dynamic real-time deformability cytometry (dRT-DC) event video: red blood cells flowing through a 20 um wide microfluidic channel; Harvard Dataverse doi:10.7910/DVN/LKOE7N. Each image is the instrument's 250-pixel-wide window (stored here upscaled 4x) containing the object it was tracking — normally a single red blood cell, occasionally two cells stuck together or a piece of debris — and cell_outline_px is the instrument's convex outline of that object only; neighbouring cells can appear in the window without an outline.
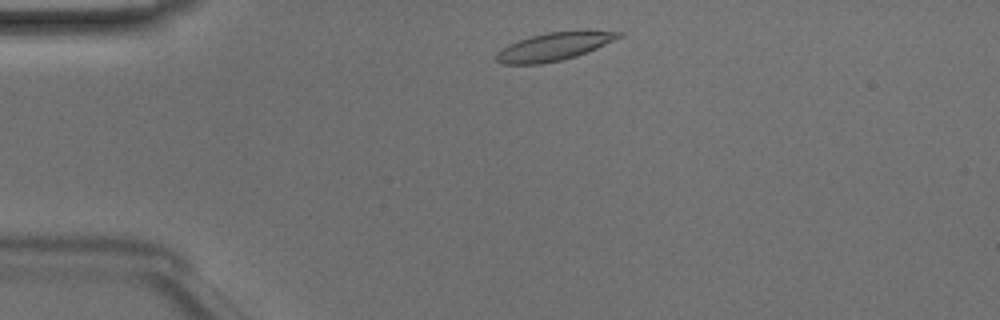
{"species": "Egyptian fruit bat (a non-hibernating species)", "species_latin": "Rousettus aegyptiacus", "temperature_condition": "room temperature", "stored_images_in_passage": 40, "camera_frame_rate_fps": 3000, "um_per_image_px": 0.085, "animal": {"sex": "male"}, "frame": {"image": 1, "passage_image": 2, "time_ms": 0.333, "image_size_px": [1000, 320], "cell_outline_px": [[624, 36], [588, 52], [576, 56], [560, 60], [540, 64], [500, 64], [496, 60], [496, 52], [508, 44], [528, 36], [548, 32], [588, 28], [624, 32]], "centroid_in_image_um": [47.18, 3.91], "position_along_channel_um": 37.8, "area_um2": 20.75}}
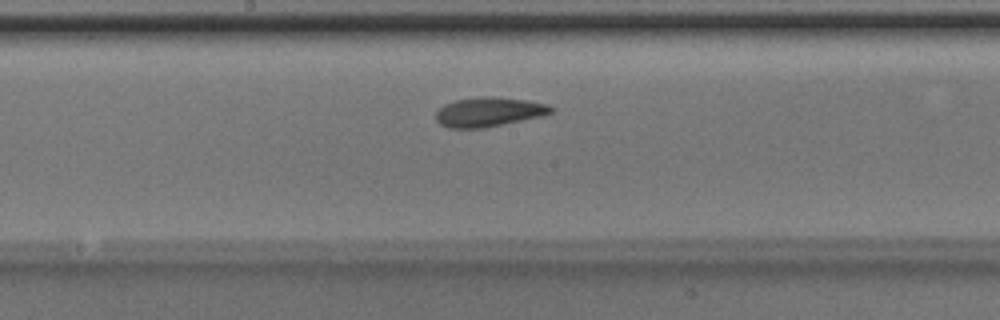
{"frame": {"image": 2, "passage_image": 17, "time_ms": 5.333, "image_size_px": [1000, 320], "cell_outline_px": [[552, 112], [544, 116], [484, 128], [448, 128], [440, 124], [436, 120], [436, 112], [444, 104], [456, 100], [480, 96], [496, 96], [524, 100], [548, 104], [552, 108]], "centroid_in_image_um": [41.54, 9.51], "position_along_channel_um": 206.7, "area_um2": 19.83}}
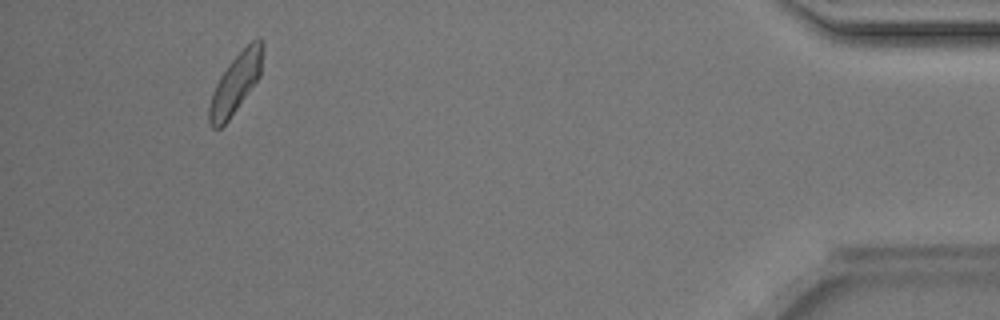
{"frame": {"image": 3, "passage_image": 37, "time_ms": 12.0, "image_size_px": [1000, 320], "cell_outline_px": [[264, 48], [260, 76], [228, 120], [220, 128], [212, 128], [208, 120], [208, 108], [212, 92], [220, 76], [228, 64], [252, 40], [260, 36]], "centroid_in_image_um": [20.02, 7.07], "position_along_channel_um": 415.2, "area_um2": 18.38}, "authors_computed_cell_mechanics": {"area_um2": 19.1896, "velocity_mm_per_s": 4.1043, "shape_relaxation_time_tau1_ms": 1.9101, "shape_relaxation_time_tau2_ms": 2.2097, "deformation_change_tau1": 0.0992, "deformation_change_tau2": 0.0799}}